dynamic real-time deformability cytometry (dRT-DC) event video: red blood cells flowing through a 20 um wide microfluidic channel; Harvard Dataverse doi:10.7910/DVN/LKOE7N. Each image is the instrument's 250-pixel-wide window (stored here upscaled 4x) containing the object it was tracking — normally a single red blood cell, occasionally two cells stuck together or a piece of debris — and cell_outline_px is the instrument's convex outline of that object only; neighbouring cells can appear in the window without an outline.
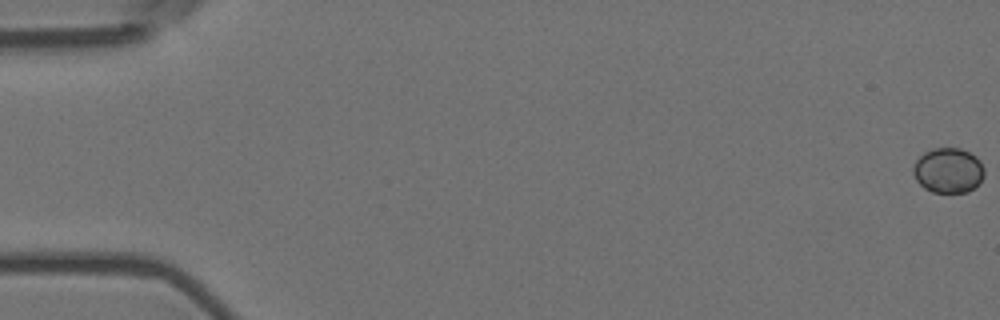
{"species": "Egyptian fruit bat (a non-hibernating species)", "species_latin": "Rousettus aegyptiacus", "temperature_condition": "room temperature", "stored_images_in_passage": 9, "camera_frame_rate_fps": 3000, "um_per_image_px": 0.085, "animal": {"sex": "female"}, "frame": {"image": 1, "passage_image": 1, "time_ms": 0.0, "image_size_px": [1000, 320], "cell_outline_px": [[984, 176], [980, 184], [968, 192], [932, 192], [924, 188], [916, 180], [912, 172], [912, 168], [916, 160], [924, 152], [932, 148], [960, 148], [976, 156], [980, 160], [984, 168]], "centroid_in_image_um": [80.61, 14.49], "position_along_channel_um": 4.4, "area_um2": 18.9}}
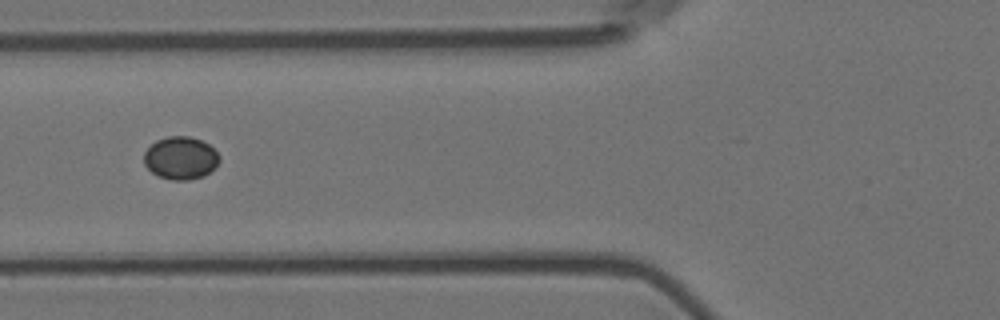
{"frame": {"image": 2, "passage_image": 7, "time_ms": 2.0, "image_size_px": [1000, 320], "cell_outline_px": [[220, 160], [204, 176], [188, 180], [172, 180], [160, 176], [152, 172], [144, 164], [144, 152], [156, 140], [168, 136], [188, 136], [200, 140], [208, 144], [220, 156]], "centroid_in_image_um": [15.34, 13.42], "position_along_channel_um": 110.5, "area_um2": 18.55}}
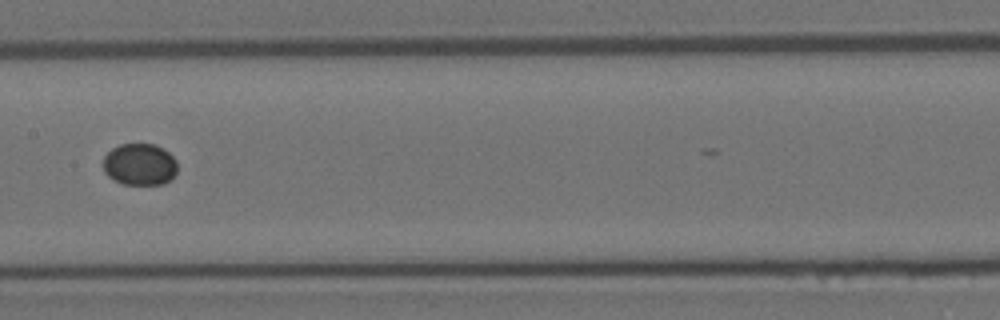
{"frame": {"image": 3, "passage_image": 9, "time_ms": 2.667, "image_size_px": [1000, 320], "cell_outline_px": [[176, 172], [164, 184], [124, 184], [108, 176], [104, 172], [104, 156], [112, 148], [120, 144], [156, 144], [164, 148], [176, 160]], "centroid_in_image_um": [11.87, 13.96], "position_along_channel_um": 195.5, "area_um2": 17.98}}